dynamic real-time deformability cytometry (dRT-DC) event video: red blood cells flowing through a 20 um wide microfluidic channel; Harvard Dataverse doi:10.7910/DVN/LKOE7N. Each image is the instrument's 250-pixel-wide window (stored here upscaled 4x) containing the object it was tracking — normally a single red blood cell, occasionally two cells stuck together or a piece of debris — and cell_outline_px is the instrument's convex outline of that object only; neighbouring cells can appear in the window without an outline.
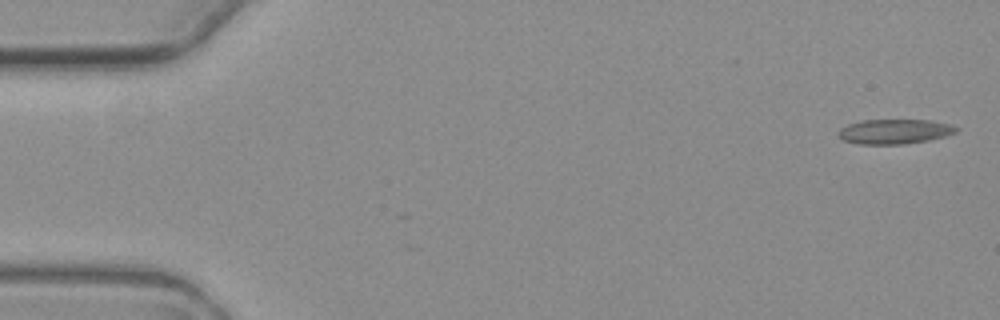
{"species": "common noctule bat (a hibernating species)", "species_latin": "Nyctalus noctula", "temperature_condition": "warm", "stored_images_in_passage": 5, "camera_frame_rate_fps": 3000, "um_per_image_px": 0.085, "animal": {"sex": "female", "body_mass_g": 19.3, "forearm_length_mm": 54.1}, "frame": {"image": 1, "passage_image": 1, "time_ms": 0.0, "image_size_px": [1000, 320], "cell_outline_px": [[960, 128], [956, 132], [944, 136], [928, 140], [900, 144], [860, 144], [844, 140], [840, 136], [840, 128], [848, 124], [860, 120], [928, 120], [948, 124]], "centroid_in_image_um": [76.04, 11.17], "position_along_channel_um": 9.0, "area_um2": 16.7}}